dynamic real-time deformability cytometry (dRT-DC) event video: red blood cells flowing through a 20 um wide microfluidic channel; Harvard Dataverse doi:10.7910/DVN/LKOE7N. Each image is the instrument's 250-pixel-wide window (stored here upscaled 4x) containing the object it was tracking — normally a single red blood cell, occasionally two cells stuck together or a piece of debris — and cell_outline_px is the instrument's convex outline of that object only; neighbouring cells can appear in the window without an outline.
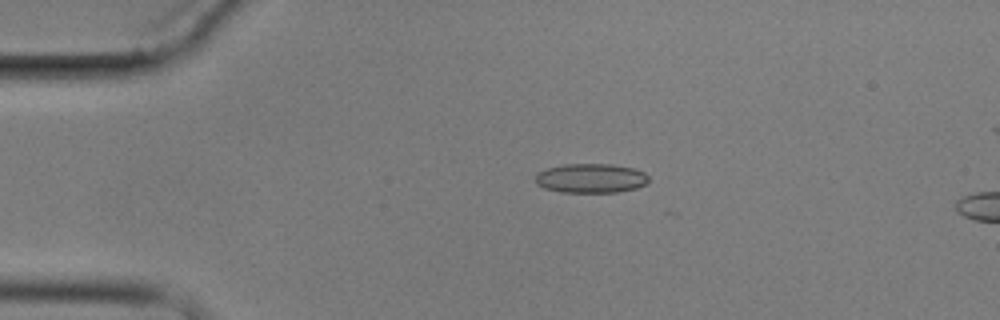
{"species": "common noctule bat (a hibernating species)", "species_latin": "Nyctalus noctula", "temperature_condition": "cold", "stored_images_in_passage": 5, "camera_frame_rate_fps": 3000, "um_per_image_px": 0.085, "animal": {"sex": "male", "body_mass_g": 17.9}, "frame": {"image": 1, "passage_image": 3, "time_ms": 2.333, "image_size_px": [1000, 320], "cell_outline_px": [[648, 180], [644, 184], [636, 188], [616, 192], [560, 192], [544, 188], [536, 184], [536, 172], [548, 168], [564, 164], [612, 164], [632, 168], [644, 172], [648, 176]], "centroid_in_image_um": [50.19, 15.15], "position_along_channel_um": 34.8, "area_um2": 19.31}}